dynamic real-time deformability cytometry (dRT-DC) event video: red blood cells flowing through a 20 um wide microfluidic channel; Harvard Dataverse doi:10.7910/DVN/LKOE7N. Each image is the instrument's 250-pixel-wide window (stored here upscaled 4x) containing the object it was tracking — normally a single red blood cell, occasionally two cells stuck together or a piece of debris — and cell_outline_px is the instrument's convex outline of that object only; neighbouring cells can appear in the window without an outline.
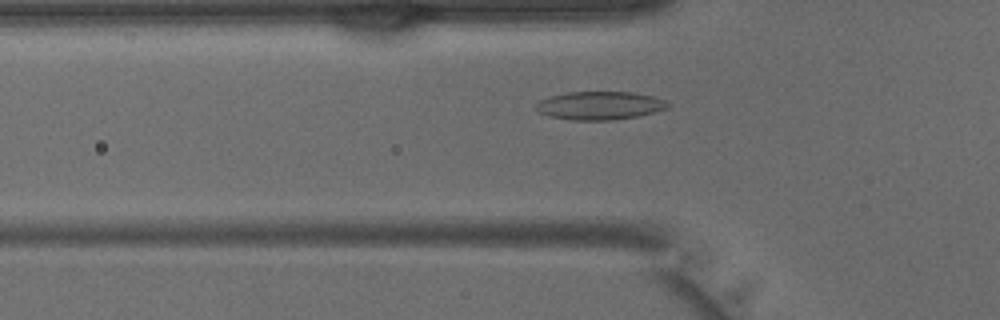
{"species": "common noctule bat (a hibernating species)", "species_latin": "Nyctalus noctula", "temperature_condition": "warm", "stored_images_in_passage": 37, "camera_frame_rate_fps": 3000, "um_per_image_px": 0.085, "animal": {"sex": "male", "body_mass_g": 15.6}, "frame": {"image": 1, "passage_image": 9, "time_ms": 2.667, "image_size_px": [1000, 320], "cell_outline_px": [[672, 104], [668, 108], [636, 116], [612, 120], [572, 120], [548, 116], [540, 112], [536, 108], [536, 104], [540, 100], [552, 96], [568, 92], [632, 92], [652, 96], [664, 100]], "centroid_in_image_um": [50.99, 8.97], "position_along_channel_um": 74.8, "area_um2": 21.5}}
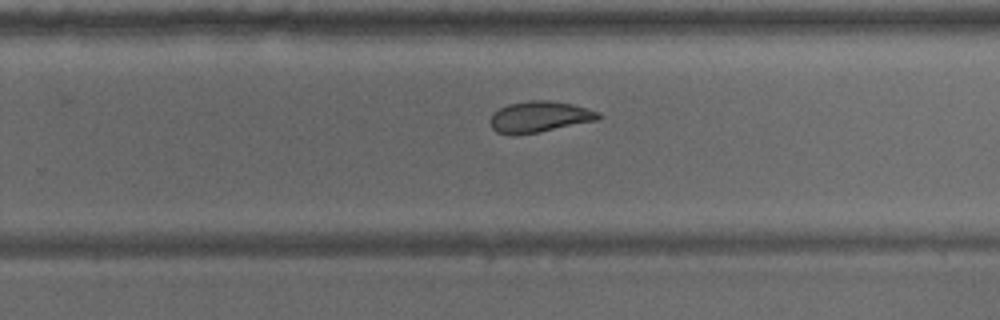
{"frame": {"image": 2, "passage_image": 22, "time_ms": 7.0, "image_size_px": [1000, 320], "cell_outline_px": [[600, 120], [540, 132], [516, 136], [512, 136], [496, 132], [492, 128], [488, 120], [500, 108], [508, 104], [528, 100], [552, 100], [572, 104], [588, 108], [600, 112]], "centroid_in_image_um": [45.86, 9.94], "position_along_channel_um": 283.9, "area_um2": 20.0}}
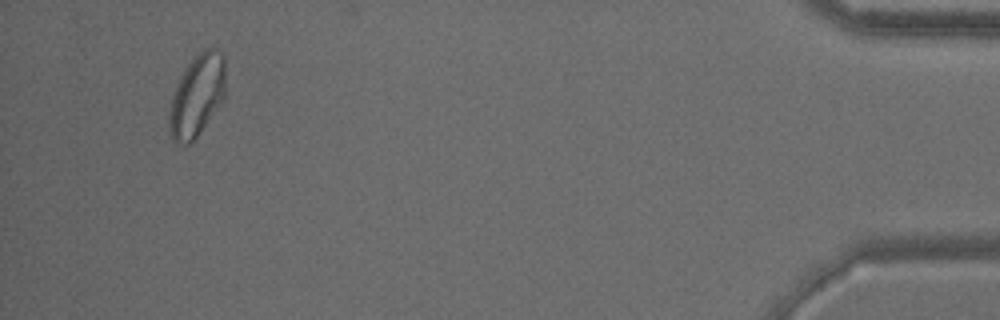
{"frame": {"image": 3, "passage_image": 35, "time_ms": 11.333, "image_size_px": [1000, 320], "cell_outline_px": [[224, 100], [196, 136], [188, 144], [176, 144], [172, 140], [168, 128], [168, 112], [172, 96], [188, 64], [204, 48], [212, 48], [224, 52]], "centroid_in_image_um": [16.74, 8.14], "position_along_channel_um": 418.5, "area_um2": 26.59}}